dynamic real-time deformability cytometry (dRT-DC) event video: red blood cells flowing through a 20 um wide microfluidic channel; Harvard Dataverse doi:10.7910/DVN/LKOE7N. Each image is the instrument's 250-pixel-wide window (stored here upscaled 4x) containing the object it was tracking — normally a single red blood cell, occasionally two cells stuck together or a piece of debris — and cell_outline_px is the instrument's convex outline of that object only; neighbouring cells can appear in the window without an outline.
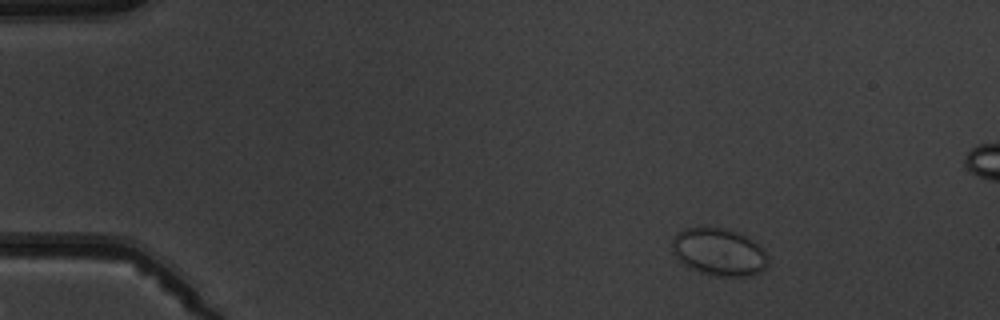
{"species": "common noctule bat (a hibernating species)", "species_latin": "Nyctalus noctula", "temperature_condition": "warm", "stored_images_in_passage": 5, "camera_frame_rate_fps": 3000, "um_per_image_px": 0.085, "animal": {"sex": "male", "body_mass_g": 19.5, "forearm_length_mm": 54.6}, "frame": {"image": 1, "passage_image": 1, "time_ms": 0.0, "image_size_px": [1000, 320], "cell_outline_px": [[768, 268], [760, 272], [744, 276], [716, 276], [700, 272], [684, 264], [676, 256], [672, 248], [672, 240], [684, 228], [728, 228], [752, 240], [764, 248], [768, 256]], "centroid_in_image_um": [61.16, 21.43], "position_along_channel_um": 23.8, "area_um2": 26.3}}
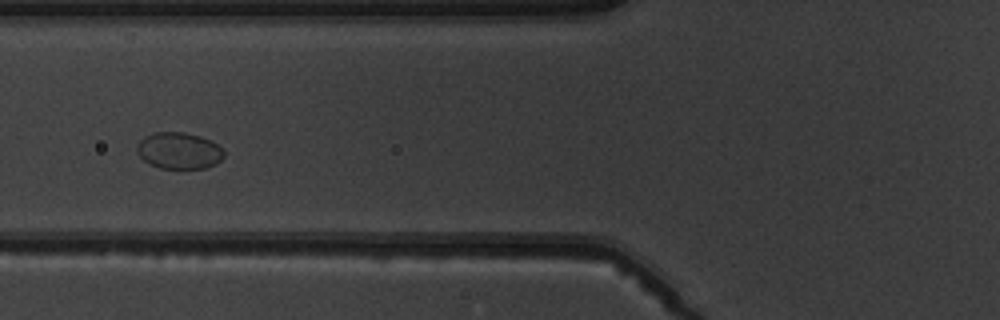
{"frame": {"image": 2, "passage_image": 5, "time_ms": 4.667, "image_size_px": [1000, 320], "cell_outline_px": [[224, 156], [216, 164], [204, 168], [160, 168], [148, 164], [136, 152], [136, 144], [144, 136], [152, 132], [184, 132], [200, 136], [224, 148]], "centroid_in_image_um": [15.18, 12.8], "position_along_channel_um": 110.6, "area_um2": 18.67}}